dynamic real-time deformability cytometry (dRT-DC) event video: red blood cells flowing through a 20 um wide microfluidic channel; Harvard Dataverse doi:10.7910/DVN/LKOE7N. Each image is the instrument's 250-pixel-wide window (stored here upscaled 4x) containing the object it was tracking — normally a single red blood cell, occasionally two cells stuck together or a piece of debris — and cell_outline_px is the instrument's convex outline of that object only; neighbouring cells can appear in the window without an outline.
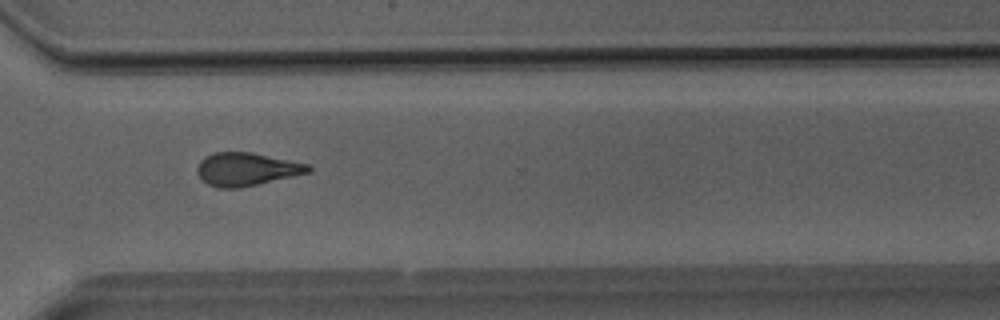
{"species": "Egyptian fruit bat (a non-hibernating species)", "species_latin": "Rousettus aegyptiacus", "temperature_condition": "room temperature", "stored_images_in_passage": 32, "camera_frame_rate_fps": 3000, "um_per_image_px": 0.085, "animal": {"sex": "male"}, "frame": {"image": 1, "passage_image": 22, "time_ms": 7.0, "image_size_px": [1000, 320], "cell_outline_px": [[312, 172], [240, 188], [220, 188], [208, 184], [200, 180], [196, 172], [196, 168], [200, 160], [204, 156], [212, 152], [252, 152], [312, 164]], "centroid_in_image_um": [20.96, 14.37], "position_along_channel_um": 349.6, "area_um2": 21.91}}
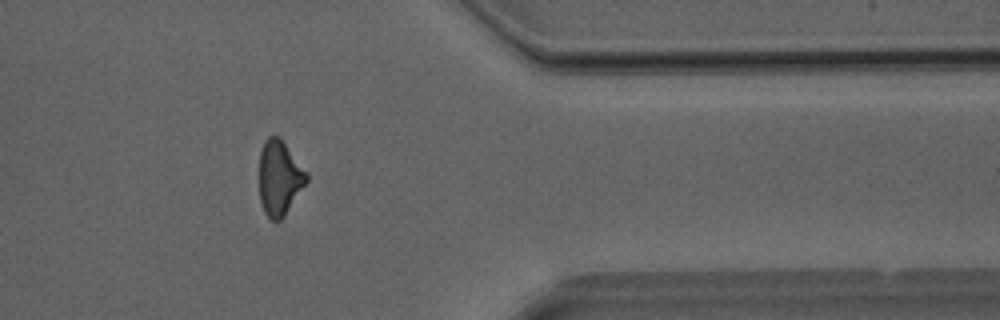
{"frame": {"image": 2, "passage_image": 25, "time_ms": 8.0, "image_size_px": [1000, 320], "cell_outline_px": [[308, 180], [284, 216], [280, 220], [268, 220], [264, 212], [260, 200], [260, 152], [264, 140], [268, 136], [280, 136], [308, 172]], "centroid_in_image_um": [23.76, 15.1], "position_along_channel_um": 387.6, "area_um2": 20.75}}
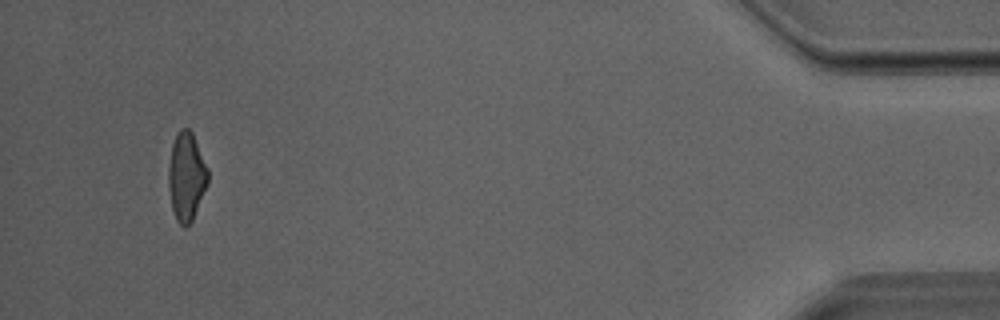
{"frame": {"image": 3, "passage_image": 30, "time_ms": 9.667, "image_size_px": [1000, 320], "cell_outline_px": [[208, 184], [192, 220], [184, 228], [176, 220], [172, 208], [168, 188], [168, 168], [172, 144], [180, 128], [188, 128], [192, 132], [208, 168]], "centroid_in_image_um": [15.84, 15.01], "position_along_channel_um": 419.4, "area_um2": 20.29}}